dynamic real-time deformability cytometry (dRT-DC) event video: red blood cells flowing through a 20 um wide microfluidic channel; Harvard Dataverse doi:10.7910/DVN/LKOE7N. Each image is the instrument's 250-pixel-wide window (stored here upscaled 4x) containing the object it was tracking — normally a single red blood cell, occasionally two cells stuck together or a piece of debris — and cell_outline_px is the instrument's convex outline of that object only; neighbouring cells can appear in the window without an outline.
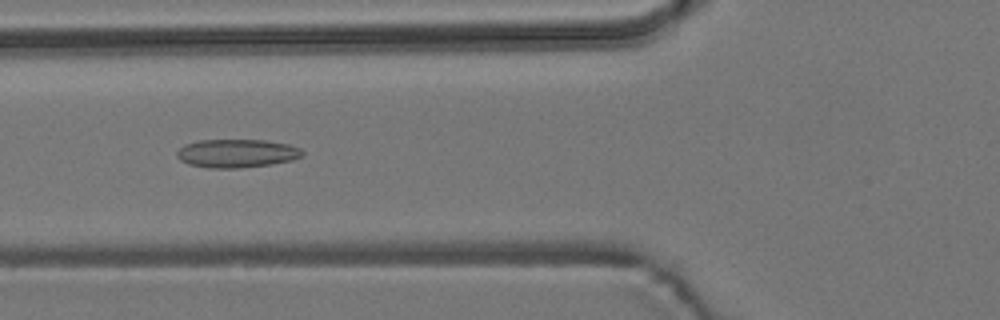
{"species": "common noctule bat (a hibernating species)", "species_latin": "Nyctalus noctula", "temperature_condition": "room temperature", "stored_images_in_passage": 55, "camera_frame_rate_fps": 3000, "um_per_image_px": 0.085, "animal": {"sex": "male", "body_mass_g": 19.2, "forearm_length_mm": 51.8}, "frame": {"image": 1, "passage_image": 21, "time_ms": 6.667, "image_size_px": [1000, 320], "cell_outline_px": [[304, 156], [292, 160], [272, 164], [240, 168], [208, 168], [188, 164], [180, 160], [176, 156], [176, 152], [184, 144], [200, 140], [264, 140], [288, 144], [300, 148], [304, 152]], "centroid_in_image_um": [20.12, 13.04], "position_along_channel_um": 105.7, "area_um2": 20.92}}
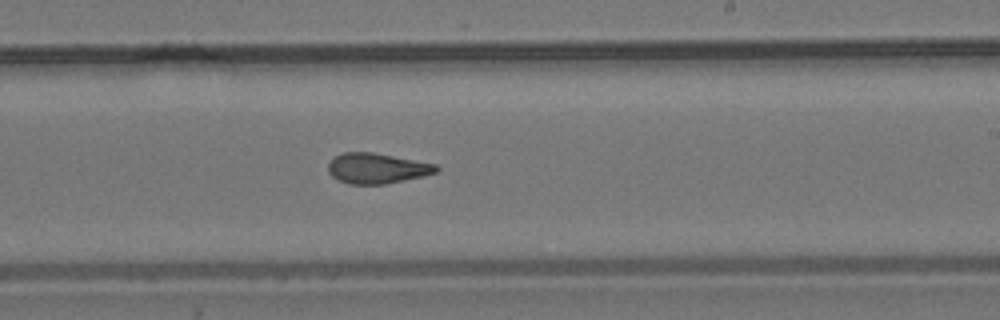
{"frame": {"image": 2, "passage_image": 33, "time_ms": 10.667, "image_size_px": [1000, 320], "cell_outline_px": [[440, 168], [436, 172], [424, 176], [384, 184], [348, 184], [336, 180], [328, 172], [328, 164], [336, 156], [344, 152], [372, 152], [436, 164]], "centroid_in_image_um": [32.02, 14.31], "position_along_channel_um": 257.0, "area_um2": 19.07}}
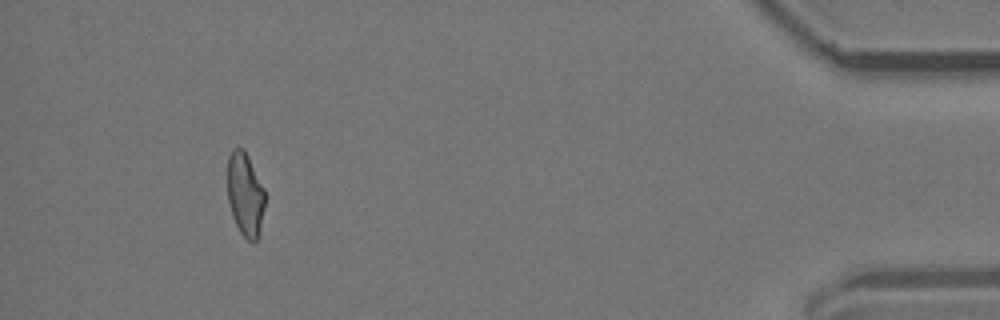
{"frame": {"image": 3, "passage_image": 51, "time_ms": 16.667, "image_size_px": [1000, 320], "cell_outline_px": [[264, 208], [260, 236], [252, 244], [240, 232], [232, 216], [228, 200], [228, 156], [232, 148], [244, 148], [264, 188]], "centroid_in_image_um": [20.85, 16.55], "position_along_channel_um": 414.4, "area_um2": 18.38}, "authors_computed_cell_mechanics": {"area_um2": 19.5942, "velocity_mm_per_s": 3.7729, "shape_relaxation_time_tau1_ms": null, "shape_relaxation_time_tau2_ms": 2.5457, "deformation_change_tau1": null, "deformation_change_tau2": 0.1071}}